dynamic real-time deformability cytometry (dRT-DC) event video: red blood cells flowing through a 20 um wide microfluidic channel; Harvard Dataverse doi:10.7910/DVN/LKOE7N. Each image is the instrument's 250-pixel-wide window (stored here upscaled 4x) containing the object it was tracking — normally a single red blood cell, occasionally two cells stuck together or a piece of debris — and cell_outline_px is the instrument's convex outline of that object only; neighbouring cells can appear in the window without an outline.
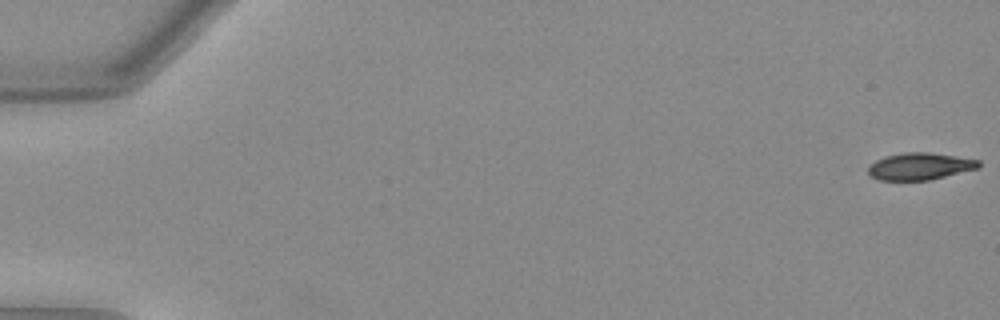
{"species": "Egyptian fruit bat (a non-hibernating species)", "species_latin": "Rousettus aegyptiacus", "temperature_condition": "warm", "stored_images_in_passage": 15, "camera_frame_rate_fps": 3000, "um_per_image_px": 0.085, "animal": {"sex": "female"}, "frame": {"image": 1, "passage_image": 1, "time_ms": 0.0, "image_size_px": [1000, 320], "cell_outline_px": [[980, 168], [928, 180], [880, 180], [872, 176], [868, 172], [868, 164], [876, 160], [888, 156], [904, 152], [928, 152], [980, 160]], "centroid_in_image_um": [78.19, 14.13], "position_along_channel_um": 6.8, "area_um2": 17.28}}
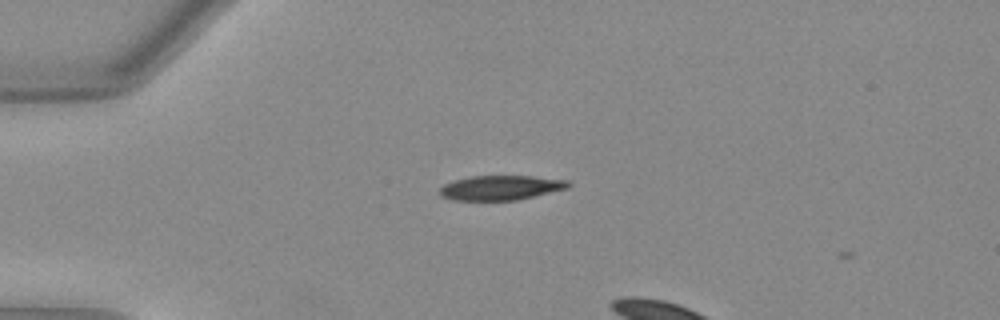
{"frame": {"image": 2, "passage_image": 14, "time_ms": 4.333, "image_size_px": [1000, 320], "cell_outline_px": [[572, 184], [568, 188], [516, 200], [452, 200], [440, 196], [440, 188], [444, 184], [456, 180], [472, 176], [532, 176], [568, 180]], "centroid_in_image_um": [42.57, 15.95], "position_along_channel_um": 42.4, "area_um2": 18.32}}